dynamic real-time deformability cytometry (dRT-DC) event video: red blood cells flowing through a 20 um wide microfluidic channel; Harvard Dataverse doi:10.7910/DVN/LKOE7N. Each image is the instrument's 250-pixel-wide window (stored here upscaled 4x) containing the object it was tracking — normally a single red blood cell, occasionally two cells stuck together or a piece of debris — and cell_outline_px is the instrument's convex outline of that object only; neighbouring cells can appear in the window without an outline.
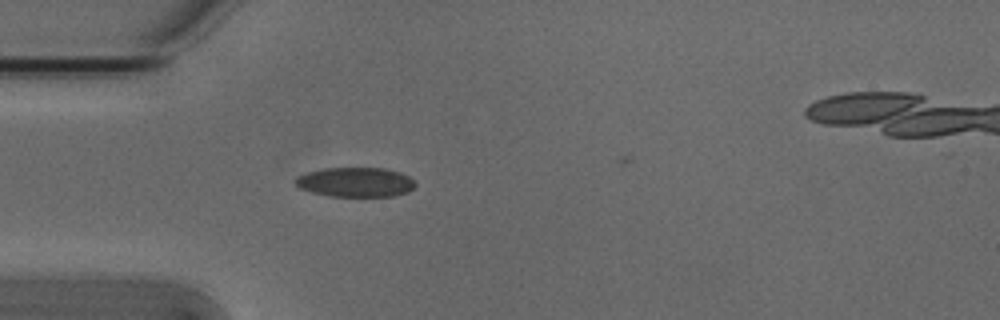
{"species": "Egyptian fruit bat (a non-hibernating species)", "species_latin": "Rousettus aegyptiacus", "temperature_condition": "cold", "stored_images_in_passage": 5, "camera_frame_rate_fps": 3000, "um_per_image_px": 0.085, "animal": {"sex": "male"}, "frame": {"image": 1, "passage_image": 5, "time_ms": 1.333, "image_size_px": [1000, 320], "cell_outline_px": [[416, 184], [408, 192], [392, 196], [328, 196], [312, 192], [300, 188], [292, 180], [296, 176], [308, 172], [324, 168], [384, 168], [400, 172], [408, 176]], "centroid_in_image_um": [30.18, 15.48], "position_along_channel_um": 54.8, "area_um2": 20.63}}